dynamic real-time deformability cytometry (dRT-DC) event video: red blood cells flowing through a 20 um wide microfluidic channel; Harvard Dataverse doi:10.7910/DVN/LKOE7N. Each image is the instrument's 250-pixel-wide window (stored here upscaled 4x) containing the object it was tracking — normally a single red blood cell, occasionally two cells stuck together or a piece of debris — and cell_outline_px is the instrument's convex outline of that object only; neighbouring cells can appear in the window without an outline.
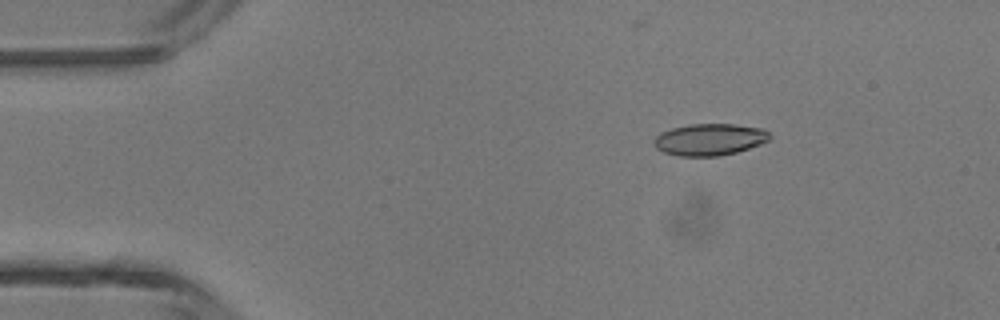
{"species": "common noctule bat (a hibernating species)", "species_latin": "Nyctalus noctula", "temperature_condition": "room temperature", "stored_images_in_passage": 3, "camera_frame_rate_fps": 3000, "um_per_image_px": 0.085, "animal": {"sex": "male", "body_mass_g": 13.3}, "frame": {"image": 1, "passage_image": 2, "time_ms": 0.333, "image_size_px": [1000, 320], "cell_outline_px": [[772, 136], [768, 140], [760, 144], [736, 152], [720, 156], [680, 156], [664, 152], [656, 148], [652, 140], [660, 132], [672, 128], [688, 124], [736, 124], [764, 128]], "centroid_in_image_um": [60.31, 11.85], "position_along_channel_um": 24.7, "area_um2": 21.56}}